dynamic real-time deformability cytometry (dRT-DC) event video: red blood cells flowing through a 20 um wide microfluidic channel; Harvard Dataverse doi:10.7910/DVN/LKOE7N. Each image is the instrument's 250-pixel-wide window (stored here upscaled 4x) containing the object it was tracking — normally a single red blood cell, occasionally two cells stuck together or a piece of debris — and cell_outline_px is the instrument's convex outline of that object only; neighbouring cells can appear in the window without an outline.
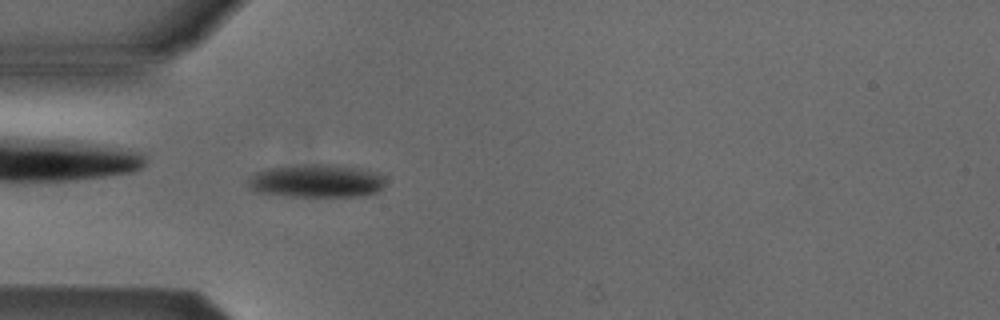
{"species": "Egyptian fruit bat (a non-hibernating species)", "species_latin": "Rousettus aegyptiacus", "temperature_condition": "cold", "stored_images_in_passage": 39, "camera_frame_rate_fps": 3000, "um_per_image_px": 0.085, "animal": {"sex": "male"}, "frame": {"image": 1, "passage_image": 2, "time_ms": 0.333, "image_size_px": [1000, 320], "cell_outline_px": [[384, 184], [376, 192], [360, 196], [288, 196], [256, 192], [248, 184], [248, 180], [256, 172], [268, 168], [312, 164], [328, 164], [352, 168], [372, 172], [380, 176], [384, 180]], "centroid_in_image_um": [26.83, 15.39], "position_along_channel_um": 58.2, "area_um2": 25.78}}
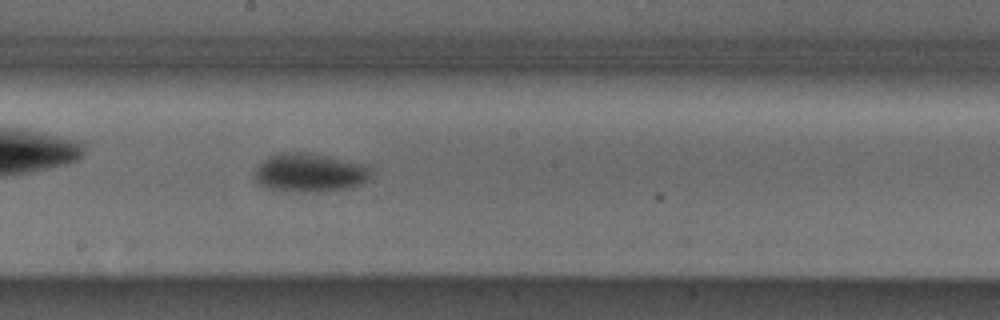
{"frame": {"image": 2, "passage_image": 15, "time_ms": 4.667, "image_size_px": [1000, 320], "cell_outline_px": [[372, 168], [368, 180], [352, 188], [316, 192], [288, 192], [264, 188], [256, 184], [252, 176], [252, 172], [256, 164], [268, 156], [288, 152], [308, 152], [368, 164]], "centroid_in_image_um": [26.26, 14.69], "position_along_channel_um": 221.9, "area_um2": 27.22}}
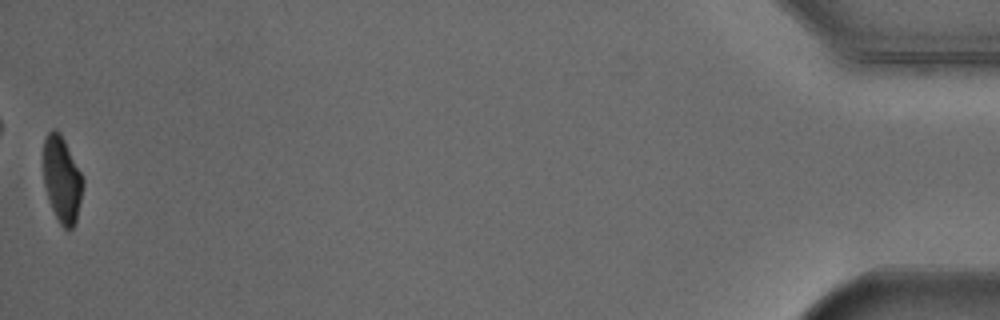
{"frame": {"image": 3, "passage_image": 39, "time_ms": 12.667, "image_size_px": [1000, 320], "cell_outline_px": [[84, 184], [76, 220], [72, 228], [64, 228], [60, 224], [48, 200], [44, 184], [44, 140], [48, 132], [52, 128], [56, 128], [60, 132], [84, 180]], "centroid_in_image_um": [5.26, 15.24], "position_along_channel_um": 429.9, "area_um2": 19.59}, "authors_computed_cell_mechanics": {"area_um2": 24.854, "velocity_mm_per_s": 3.8649, "shape_relaxation_time_tau1_ms": 2.4767, "shape_relaxation_time_tau2_ms": null, "deformation_change_tau1": 0.1112, "deformation_change_tau2": null}}